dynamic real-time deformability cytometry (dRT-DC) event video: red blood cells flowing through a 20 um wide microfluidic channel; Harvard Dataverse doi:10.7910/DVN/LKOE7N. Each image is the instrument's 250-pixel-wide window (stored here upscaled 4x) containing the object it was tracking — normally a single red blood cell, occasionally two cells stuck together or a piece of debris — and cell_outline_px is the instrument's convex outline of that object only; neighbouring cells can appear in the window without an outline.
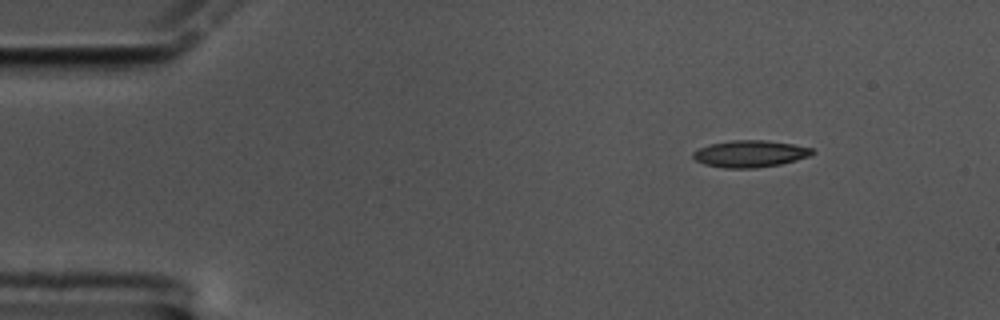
{"species": "common noctule bat (a hibernating species)", "species_latin": "Nyctalus noctula", "temperature_condition": "cold", "stored_images_in_passage": 53, "camera_frame_rate_fps": 3000, "um_per_image_px": 0.085, "animal": {"sex": "male", "body_mass_g": 17.5, "forearm_length_mm": 52.3}, "frame": {"image": 1, "passage_image": 1, "time_ms": 0.0, "image_size_px": [1000, 320], "cell_outline_px": [[816, 152], [808, 156], [796, 160], [780, 164], [756, 168], [724, 168], [704, 164], [696, 160], [692, 156], [692, 152], [708, 144], [728, 140], [768, 140], [792, 144], [812, 148]], "centroid_in_image_um": [63.73, 13.06], "position_along_channel_um": 21.3, "area_um2": 18.73}}
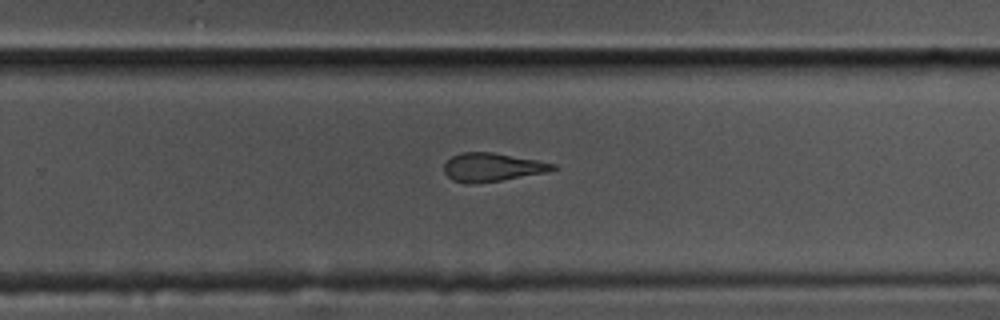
{"frame": {"image": 2, "passage_image": 32, "time_ms": 10.333, "image_size_px": [1000, 320], "cell_outline_px": [[556, 168], [544, 172], [500, 180], [472, 184], [468, 184], [452, 180], [444, 172], [444, 164], [452, 156], [460, 152], [492, 152], [536, 160], [556, 164]], "centroid_in_image_um": [41.77, 14.21], "position_along_channel_um": 288.0, "area_um2": 17.74}}
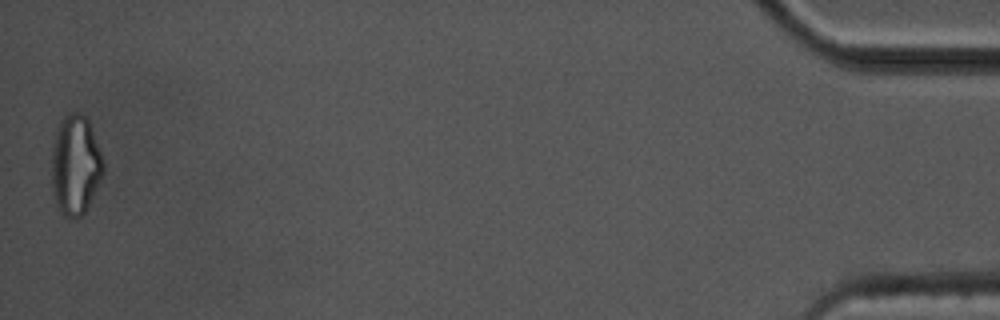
{"frame": {"image": 3, "passage_image": 53, "time_ms": 17.333, "image_size_px": [1000, 320], "cell_outline_px": [[104, 172], [84, 212], [80, 216], [64, 216], [60, 212], [56, 204], [52, 192], [52, 148], [56, 132], [60, 120], [68, 112], [80, 112], [88, 120], [104, 160]], "centroid_in_image_um": [6.4, 13.99], "position_along_channel_um": 428.8, "area_um2": 29.82}, "authors_computed_cell_mechanics": {"area_um2": 19.0162, "velocity_mm_per_s": 3.3491, "shape_relaxation_time_tau1_ms": 9.6937, "shape_relaxation_time_tau2_ms": 3.6218, "deformation_change_tau1": 0.232, "deformation_change_tau2": 0.1233}}